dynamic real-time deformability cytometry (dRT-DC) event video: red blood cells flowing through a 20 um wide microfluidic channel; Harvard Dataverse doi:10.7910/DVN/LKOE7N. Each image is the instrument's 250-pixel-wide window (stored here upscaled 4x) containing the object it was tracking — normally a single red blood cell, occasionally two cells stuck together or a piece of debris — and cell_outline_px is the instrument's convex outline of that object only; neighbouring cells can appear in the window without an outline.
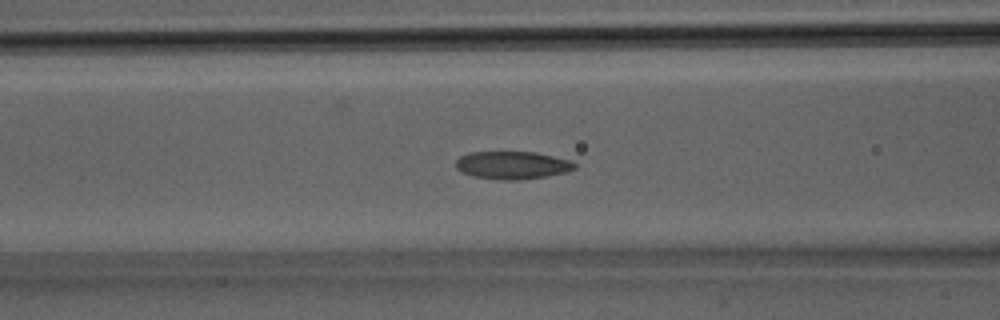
{"species": "Egyptian fruit bat (a non-hibernating species)", "species_latin": "Rousettus aegyptiacus", "temperature_condition": "room temperature", "stored_images_in_passage": 34, "camera_frame_rate_fps": 3000, "um_per_image_px": 0.085, "animal": {"sex": "male"}, "frame": {"image": 1, "passage_image": 14, "time_ms": 4.333, "image_size_px": [1000, 320], "cell_outline_px": [[576, 168], [568, 172], [520, 180], [500, 180], [472, 176], [460, 172], [456, 168], [456, 160], [460, 156], [468, 152], [536, 152], [572, 160], [576, 164]], "centroid_in_image_um": [43.55, 14.04], "position_along_channel_um": 123.1, "area_um2": 19.48}}
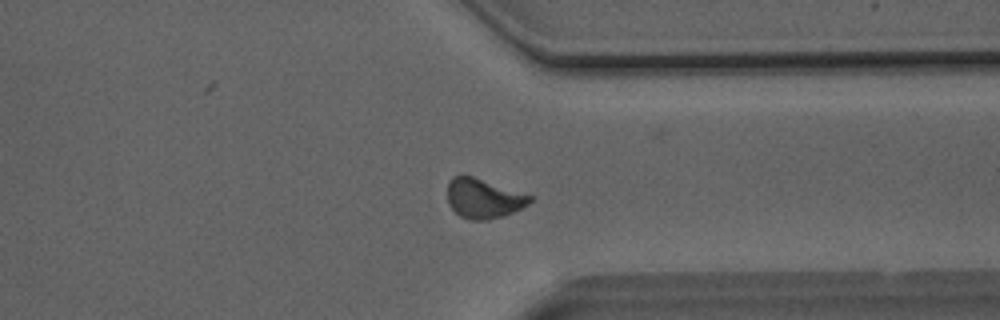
{"frame": {"image": 2, "passage_image": 26, "time_ms": 8.333, "image_size_px": [1000, 320], "cell_outline_px": [[532, 200], [528, 204], [504, 216], [488, 220], [472, 220], [460, 216], [448, 204], [448, 180], [452, 176], [464, 172], [532, 196]], "centroid_in_image_um": [41.05, 16.82], "position_along_channel_um": 370.3, "area_um2": 19.36}}
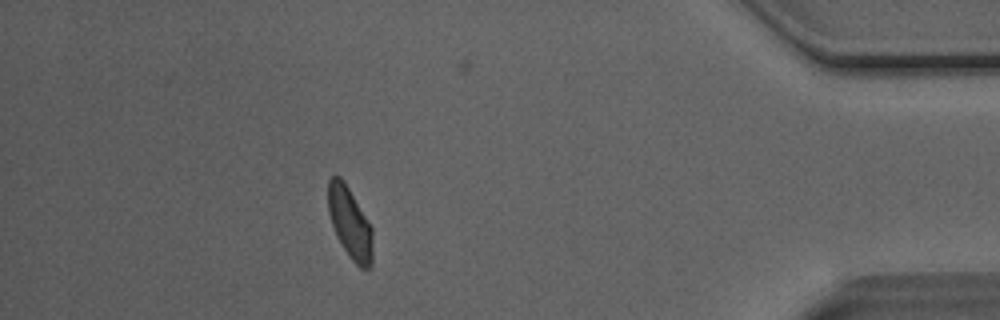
{"frame": {"image": 3, "passage_image": 30, "time_ms": 9.667, "image_size_px": [1000, 320], "cell_outline_px": [[372, 264], [368, 268], [360, 268], [352, 260], [336, 236], [328, 212], [328, 180], [332, 176], [340, 176], [344, 180], [372, 228]], "centroid_in_image_um": [29.73, 18.94], "position_along_channel_um": 405.5, "area_um2": 18.32}}